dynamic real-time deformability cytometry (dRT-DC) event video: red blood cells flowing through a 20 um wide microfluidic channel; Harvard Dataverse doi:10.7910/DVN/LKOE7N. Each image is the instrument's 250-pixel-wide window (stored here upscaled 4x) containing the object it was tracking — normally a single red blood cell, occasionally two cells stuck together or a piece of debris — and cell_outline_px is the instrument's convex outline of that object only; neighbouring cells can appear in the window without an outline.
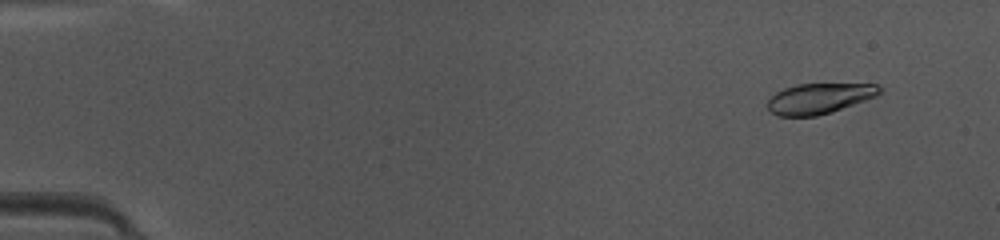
{"species": "common noctule bat (a hibernating species)", "species_latin": "Nyctalus noctula", "temperature_condition": "warm", "stored_images_in_passage": 47, "camera_frame_rate_fps": 3000, "um_per_image_px": 0.085, "animal": {"sex": "female", "body_mass_g": 10.0, "forearm_length_mm": 53.1}, "frame": {"image": 1, "passage_image": 4, "time_ms": 1.0, "image_size_px": [1000, 240], "cell_outline_px": [[880, 92], [876, 96], [832, 112], [816, 116], [776, 116], [768, 112], [768, 100], [776, 92], [784, 88], [796, 84], [876, 84], [880, 88]], "centroid_in_image_um": [69.58, 8.38], "position_along_channel_um": 15.4, "area_um2": 19.83}}
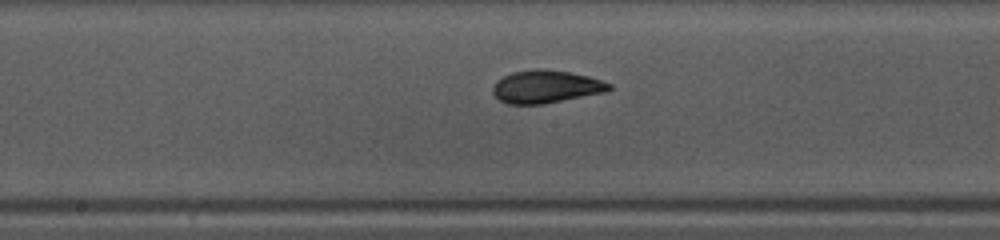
{"frame": {"image": 2, "passage_image": 25, "time_ms": 8.0, "image_size_px": [1000, 240], "cell_outline_px": [[612, 88], [608, 92], [544, 104], [508, 104], [500, 100], [492, 92], [492, 88], [496, 80], [512, 72], [540, 68], [568, 72], [588, 76], [612, 84]], "centroid_in_image_um": [46.42, 7.37], "position_along_channel_um": 201.8, "area_um2": 22.31}}
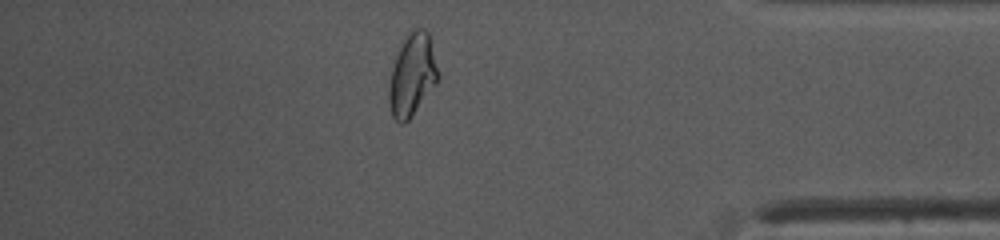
{"frame": {"image": 3, "passage_image": 41, "time_ms": 13.333, "image_size_px": [1000, 240], "cell_outline_px": [[440, 80], [412, 116], [404, 124], [400, 124], [392, 116], [388, 100], [388, 88], [392, 68], [396, 56], [408, 32], [416, 28], [424, 28], [428, 32], [440, 76]], "centroid_in_image_um": [35.05, 6.4], "position_along_channel_um": 400.2, "area_um2": 23.64}, "authors_computed_cell_mechanics": {"area_um2": 21.5016, "velocity_mm_per_s": 4.2284, "shape_relaxation_time_tau1_ms": 3.544, "shape_relaxation_time_tau2_ms": 1.2532, "deformation_change_tau1": 0.1513, "deformation_change_tau2": 0.0478}}